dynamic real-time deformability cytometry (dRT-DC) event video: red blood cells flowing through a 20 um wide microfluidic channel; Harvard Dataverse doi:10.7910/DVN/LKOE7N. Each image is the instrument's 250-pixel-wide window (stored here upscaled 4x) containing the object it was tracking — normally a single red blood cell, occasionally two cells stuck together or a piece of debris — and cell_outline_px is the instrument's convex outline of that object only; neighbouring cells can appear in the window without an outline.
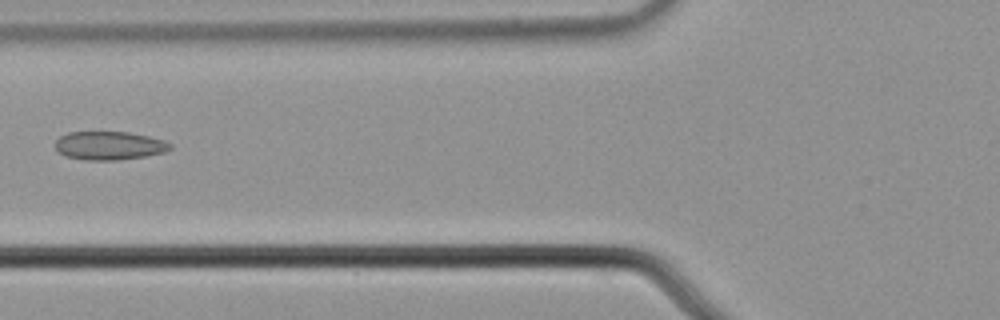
{"species": "common noctule bat (a hibernating species)", "species_latin": "Nyctalus noctula", "temperature_condition": "cold", "stored_images_in_passage": 4, "camera_frame_rate_fps": 3000, "um_per_image_px": 0.085, "animal": {"sex": "male", "body_mass_g": 21.5, "forearm_length_mm": 52.0}, "frame": {"image": 1, "passage_image": 3, "time_ms": 0.667, "image_size_px": [1000, 320], "cell_outline_px": [[172, 148], [164, 152], [144, 156], [116, 160], [88, 160], [64, 156], [56, 148], [56, 140], [60, 136], [68, 132], [128, 132], [148, 136], [164, 140], [172, 144]], "centroid_in_image_um": [9.29, 12.37], "position_along_channel_um": 116.5, "area_um2": 18.96}}
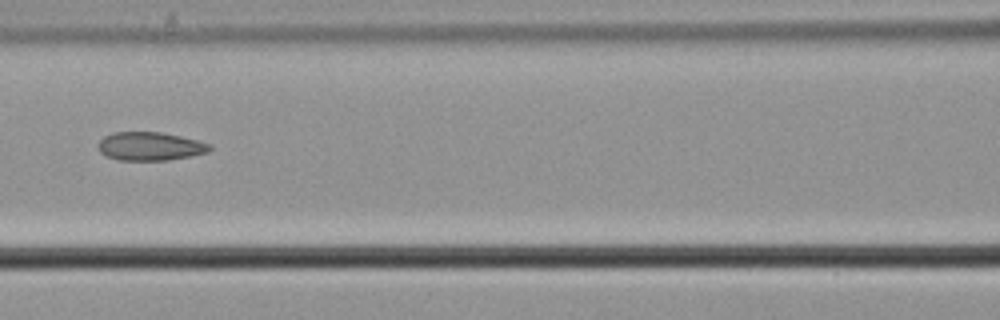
{"frame": {"image": 2, "passage_image": 4, "time_ms": 1.0, "image_size_px": [1000, 320], "cell_outline_px": [[212, 148], [208, 152], [192, 156], [168, 160], [120, 160], [108, 156], [100, 152], [100, 140], [104, 136], [112, 132], [160, 132], [180, 136], [212, 144]], "centroid_in_image_um": [12.8, 12.43], "position_along_channel_um": 153.8, "area_um2": 18.38}}